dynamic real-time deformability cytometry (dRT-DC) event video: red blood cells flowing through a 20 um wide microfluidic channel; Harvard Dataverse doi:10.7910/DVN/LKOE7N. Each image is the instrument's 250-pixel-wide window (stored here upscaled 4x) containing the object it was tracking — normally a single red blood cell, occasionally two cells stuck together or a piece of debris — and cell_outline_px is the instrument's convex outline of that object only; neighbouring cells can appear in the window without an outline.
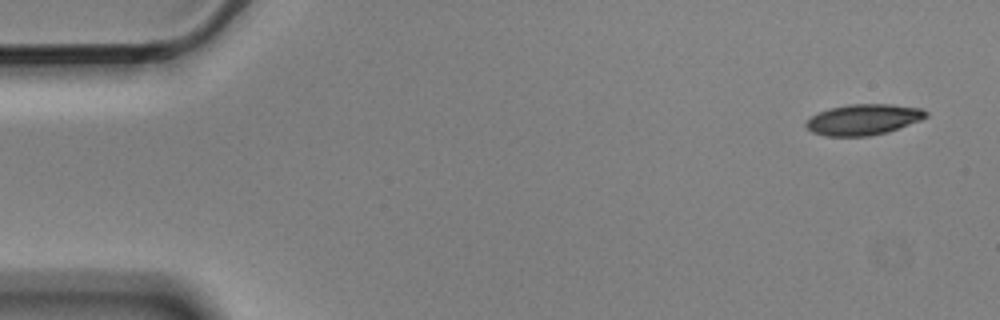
{"species": "Egyptian fruit bat (a non-hibernating species)", "species_latin": "Rousettus aegyptiacus", "temperature_condition": "cold", "stored_images_in_passage": 5, "camera_frame_rate_fps": 3000, "um_per_image_px": 0.085, "animal": {"sex": "male"}, "frame": {"image": 1, "passage_image": 1, "time_ms": 0.0, "image_size_px": [1000, 320], "cell_outline_px": [[928, 116], [920, 120], [888, 132], [868, 136], [824, 136], [812, 132], [804, 124], [812, 116], [820, 112], [832, 108], [848, 104], [892, 104], [920, 108], [928, 112]], "centroid_in_image_um": [73.4, 10.16], "position_along_channel_um": 11.6, "area_um2": 21.39}}
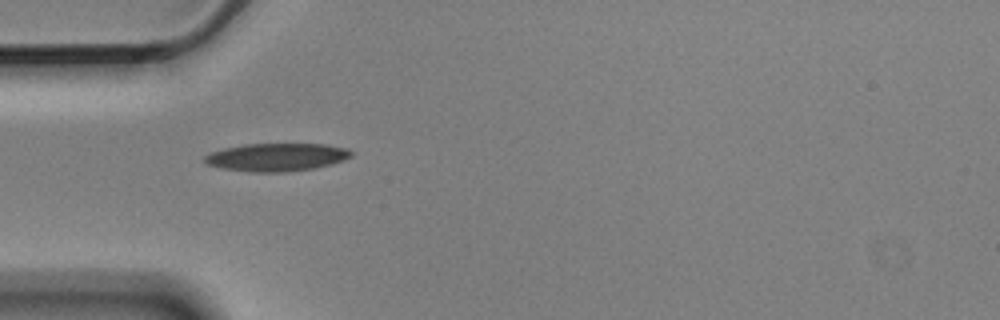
{"frame": {"image": 2, "passage_image": 4, "time_ms": 1.0, "image_size_px": [1000, 320], "cell_outline_px": [[352, 156], [344, 160], [332, 164], [316, 168], [288, 172], [252, 172], [224, 168], [208, 164], [204, 160], [204, 156], [212, 152], [224, 148], [244, 144], [324, 144], [348, 148], [352, 152]], "centroid_in_image_um": [23.56, 13.36], "position_along_channel_um": 61.4, "area_um2": 23.87}}
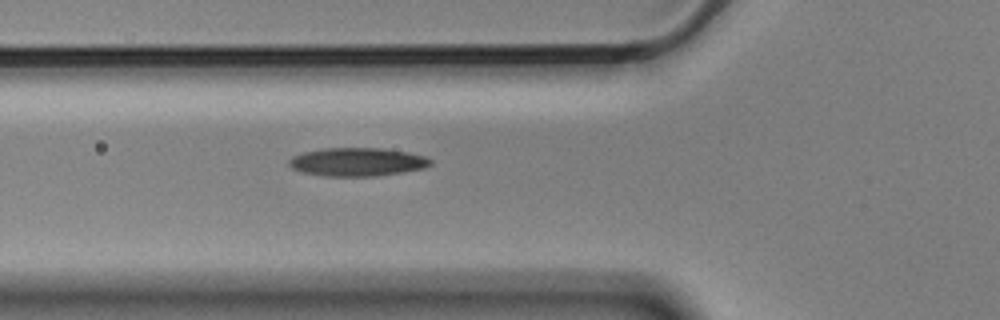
{"frame": {"image": 3, "passage_image": 5, "time_ms": 1.333, "image_size_px": [1000, 320], "cell_outline_px": [[432, 164], [424, 168], [404, 172], [376, 176], [324, 176], [300, 172], [292, 168], [288, 164], [288, 160], [292, 156], [304, 152], [324, 148], [384, 148], [408, 152], [424, 156], [432, 160]], "centroid_in_image_um": [30.36, 13.76], "position_along_channel_um": 95.4, "area_um2": 23.58}}